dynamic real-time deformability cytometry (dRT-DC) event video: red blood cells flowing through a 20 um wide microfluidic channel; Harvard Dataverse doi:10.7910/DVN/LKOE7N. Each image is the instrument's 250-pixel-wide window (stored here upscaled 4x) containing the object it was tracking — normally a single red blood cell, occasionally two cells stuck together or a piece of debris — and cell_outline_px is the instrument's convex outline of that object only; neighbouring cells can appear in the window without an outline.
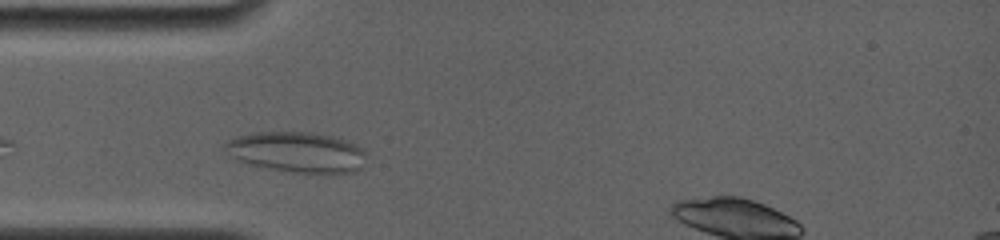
{"species": "common noctule bat (a hibernating species)", "species_latin": "Nyctalus noctula", "temperature_condition": "room temperature", "stored_images_in_passage": 25, "camera_frame_rate_fps": 4000, "um_per_image_px": 0.085, "animal": {"sex": "female", "body_mass_g": 19.0, "forearm_length_mm": 56.7}, "frame": {"image": 1, "passage_image": 2, "time_ms": 0.25, "image_size_px": [1000, 240], "cell_outline_px": [[364, 168], [356, 172], [296, 172], [272, 168], [252, 164], [236, 160], [232, 156], [224, 144], [228, 140], [236, 136], [252, 132], [312, 132], [332, 136], [348, 140], [364, 148]], "centroid_in_image_um": [25.29, 12.9], "position_along_channel_um": 59.7, "area_um2": 33.06}}
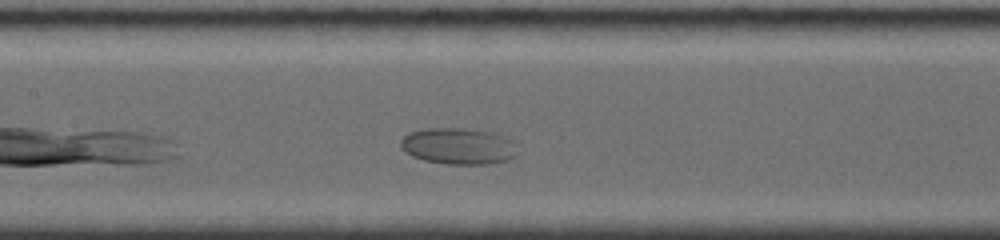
{"frame": {"image": 2, "passage_image": 11, "time_ms": 3.25, "image_size_px": [1000, 240], "cell_outline_px": [[516, 156], [508, 160], [488, 164], [448, 164], [424, 160], [412, 156], [400, 148], [400, 140], [408, 132], [424, 128], [464, 128], [492, 132], [504, 136], [512, 140]], "centroid_in_image_um": [38.92, 12.41], "position_along_channel_um": 168.5, "area_um2": 24.85}}
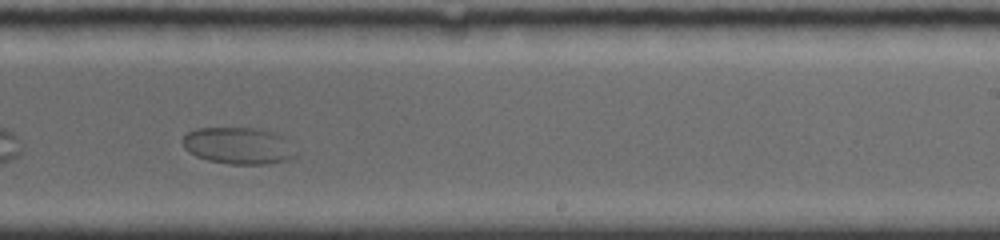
{"frame": {"image": 3, "passage_image": 19, "time_ms": 6.0, "image_size_px": [1000, 240], "cell_outline_px": [[296, 156], [288, 160], [268, 164], [228, 164], [208, 160], [196, 156], [188, 152], [184, 148], [180, 140], [188, 132], [196, 128], [260, 128], [276, 132], [284, 136]], "centroid_in_image_um": [20.23, 12.38], "position_along_channel_um": 268.8, "area_um2": 24.45}, "authors_computed_cell_mechanics": {"area_um2": 24.9118, "velocity_mm_per_s": 3.6573, "shape_relaxation_time_tau1_ms": 2.1568, "shape_relaxation_time_tau2_ms": null, "deformation_change_tau1": 0.0449, "deformation_change_tau2": null}}